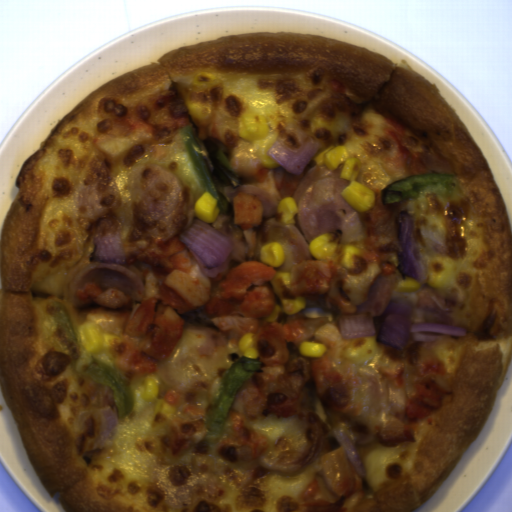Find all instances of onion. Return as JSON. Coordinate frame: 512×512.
Segmentation results:
<instances>
[{"label": "onion", "instance_id": "06740285", "mask_svg": "<svg viewBox=\"0 0 512 512\" xmlns=\"http://www.w3.org/2000/svg\"><path fill=\"white\" fill-rule=\"evenodd\" d=\"M415 306L411 300H391L384 312L381 328L376 336L377 343L404 349L410 334L414 342H437L441 336H425L421 332H434L451 336H467L464 327L450 324L418 323L412 324Z\"/></svg>", "mask_w": 512, "mask_h": 512}, {"label": "onion", "instance_id": "6bf65262", "mask_svg": "<svg viewBox=\"0 0 512 512\" xmlns=\"http://www.w3.org/2000/svg\"><path fill=\"white\" fill-rule=\"evenodd\" d=\"M179 242L189 247V254L201 274L213 278L229 267L233 240L203 223L199 218L178 235Z\"/></svg>", "mask_w": 512, "mask_h": 512}, {"label": "onion", "instance_id": "55239325", "mask_svg": "<svg viewBox=\"0 0 512 512\" xmlns=\"http://www.w3.org/2000/svg\"><path fill=\"white\" fill-rule=\"evenodd\" d=\"M399 225L398 240L402 251L398 255L397 270L403 277H410L424 284L428 280V270L424 260H419L414 256L415 250V221L414 217L408 214H400L396 218Z\"/></svg>", "mask_w": 512, "mask_h": 512}, {"label": "onion", "instance_id": "23ac38db", "mask_svg": "<svg viewBox=\"0 0 512 512\" xmlns=\"http://www.w3.org/2000/svg\"><path fill=\"white\" fill-rule=\"evenodd\" d=\"M319 152L321 148L315 143L304 145L302 150L294 153L279 141H274L267 150V156L279 164L286 173L300 175Z\"/></svg>", "mask_w": 512, "mask_h": 512}, {"label": "onion", "instance_id": "2ce2d468", "mask_svg": "<svg viewBox=\"0 0 512 512\" xmlns=\"http://www.w3.org/2000/svg\"><path fill=\"white\" fill-rule=\"evenodd\" d=\"M342 339L371 337L376 334L372 313L340 314L336 319Z\"/></svg>", "mask_w": 512, "mask_h": 512}, {"label": "onion", "instance_id": "275d332c", "mask_svg": "<svg viewBox=\"0 0 512 512\" xmlns=\"http://www.w3.org/2000/svg\"><path fill=\"white\" fill-rule=\"evenodd\" d=\"M94 258L90 264L126 265V252L122 241L116 237L96 238Z\"/></svg>", "mask_w": 512, "mask_h": 512}, {"label": "onion", "instance_id": "25a0d678", "mask_svg": "<svg viewBox=\"0 0 512 512\" xmlns=\"http://www.w3.org/2000/svg\"><path fill=\"white\" fill-rule=\"evenodd\" d=\"M332 432L338 439L340 444L343 445L345 454L357 475L360 477L361 480L365 481L367 479V475L362 464L360 455L351 437L348 423L343 420L337 423H333Z\"/></svg>", "mask_w": 512, "mask_h": 512}, {"label": "onion", "instance_id": "bf0cefb9", "mask_svg": "<svg viewBox=\"0 0 512 512\" xmlns=\"http://www.w3.org/2000/svg\"><path fill=\"white\" fill-rule=\"evenodd\" d=\"M102 416L101 431L96 444H103L111 435V433L118 426V421L112 412L111 408L106 404L104 407L99 408Z\"/></svg>", "mask_w": 512, "mask_h": 512}, {"label": "onion", "instance_id": "9b606d95", "mask_svg": "<svg viewBox=\"0 0 512 512\" xmlns=\"http://www.w3.org/2000/svg\"><path fill=\"white\" fill-rule=\"evenodd\" d=\"M305 316L308 318H323L324 314L318 308H306L303 310Z\"/></svg>", "mask_w": 512, "mask_h": 512}]
</instances>
